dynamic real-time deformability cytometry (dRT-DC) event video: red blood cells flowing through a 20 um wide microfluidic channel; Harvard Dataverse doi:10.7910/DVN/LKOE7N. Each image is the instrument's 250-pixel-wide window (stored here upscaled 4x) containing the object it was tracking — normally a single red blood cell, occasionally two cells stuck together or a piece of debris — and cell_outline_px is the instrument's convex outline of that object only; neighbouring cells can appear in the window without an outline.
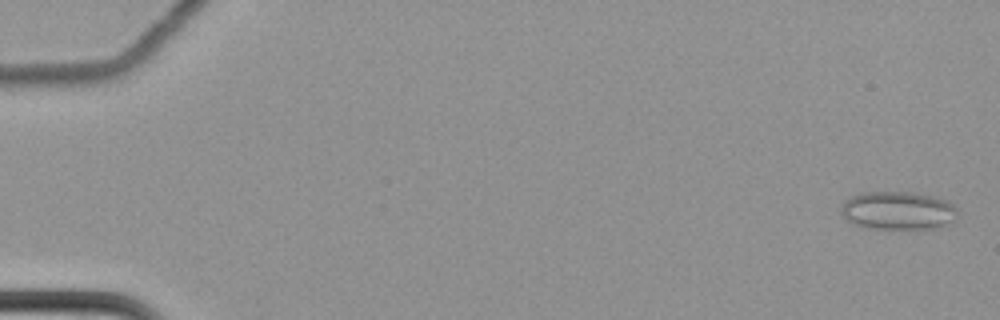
{"species": "common noctule bat (a hibernating species)", "species_latin": "Nyctalus noctula", "temperature_condition": "cold", "stored_images_in_passage": 31, "camera_frame_rate_fps": 3000, "um_per_image_px": 0.085, "animal": {"sex": "female", "body_mass_g": 22.7, "forearm_length_mm": 54.2}, "frame": {"image": 1, "passage_image": 2, "time_ms": 0.333, "image_size_px": [1000, 320], "cell_outline_px": [[956, 220], [948, 224], [936, 228], [868, 228], [852, 224], [840, 212], [840, 204], [844, 200], [860, 192], [912, 192], [932, 196], [948, 200], [956, 208]], "centroid_in_image_um": [76.3, 17.89], "position_along_channel_um": 8.7, "area_um2": 26.13}}
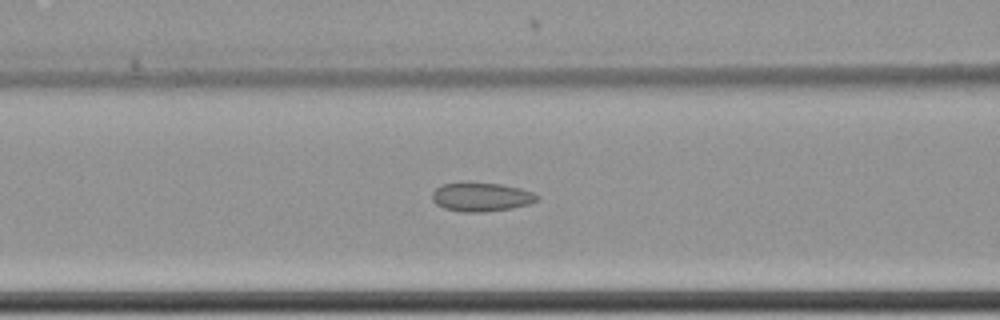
{"frame": {"image": 2, "passage_image": 28, "time_ms": 9.0, "image_size_px": [1000, 320], "cell_outline_px": [[540, 200], [528, 204], [512, 208], [484, 212], [460, 212], [444, 208], [436, 204], [432, 200], [432, 192], [436, 188], [444, 184], [460, 180], [500, 184], [520, 188], [532, 192], [540, 196]], "centroid_in_image_um": [40.88, 16.72], "position_along_channel_um": 125.7, "area_um2": 18.15}}
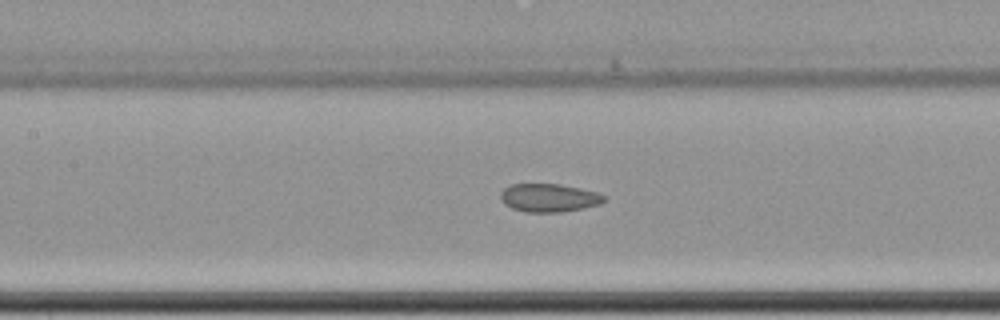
{"frame": {"image": 3, "passage_image": 31, "time_ms": 10.0, "image_size_px": [1000, 320], "cell_outline_px": [[608, 200], [600, 204], [584, 208], [560, 212], [528, 212], [512, 208], [504, 204], [500, 196], [500, 192], [504, 188], [512, 184], [560, 184], [580, 188], [596, 192], [604, 196]], "centroid_in_image_um": [46.67, 16.81], "position_along_channel_um": 160.7, "area_um2": 17.05}}